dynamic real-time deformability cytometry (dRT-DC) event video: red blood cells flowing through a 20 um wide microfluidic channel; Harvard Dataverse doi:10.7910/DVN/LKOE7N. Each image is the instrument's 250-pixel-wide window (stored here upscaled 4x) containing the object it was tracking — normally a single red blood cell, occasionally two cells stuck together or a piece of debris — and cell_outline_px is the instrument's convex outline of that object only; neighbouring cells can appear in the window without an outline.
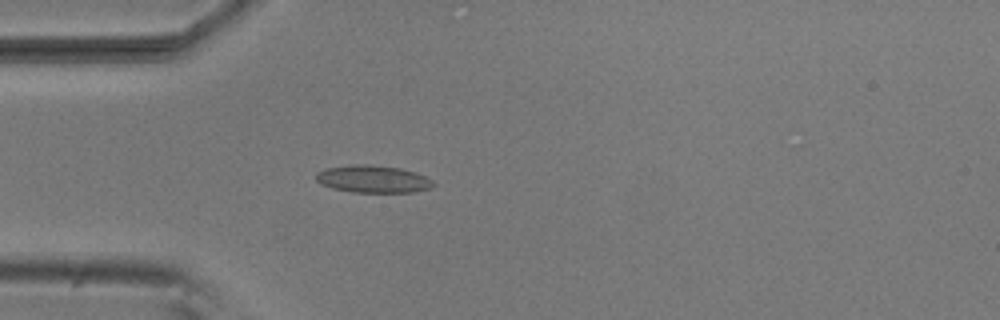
{"species": "common noctule bat (a hibernating species)", "species_latin": "Nyctalus noctula", "temperature_condition": "room temperature", "stored_images_in_passage": 26, "camera_frame_rate_fps": 3000, "um_per_image_px": 0.085, "animal": {"sex": "male", "body_mass_g": 20.5, "forearm_length_mm": 52.5}, "frame": {"image": 1, "passage_image": 3, "time_ms": 0.667, "image_size_px": [1000, 320], "cell_outline_px": [[436, 184], [432, 188], [412, 192], [352, 192], [332, 188], [320, 184], [316, 180], [316, 172], [328, 168], [352, 164], [372, 164], [400, 168], [416, 172], [432, 180]], "centroid_in_image_um": [31.71, 15.21], "position_along_channel_um": 53.3, "area_um2": 18.84}}
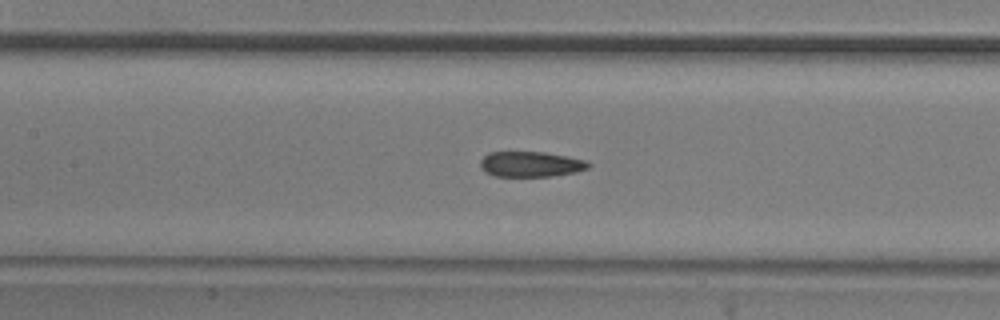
{"frame": {"image": 2, "passage_image": 12, "time_ms": 3.667, "image_size_px": [1000, 320], "cell_outline_px": [[592, 164], [588, 168], [576, 172], [552, 176], [492, 176], [484, 172], [480, 168], [480, 160], [488, 152], [544, 152], [584, 160]], "centroid_in_image_um": [45.06, 13.96], "position_along_channel_um": 162.3, "area_um2": 16.01}}
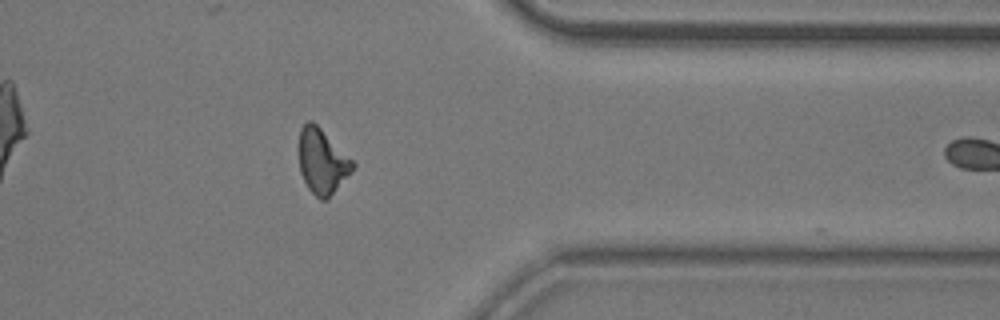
{"frame": {"image": 3, "passage_image": 25, "time_ms": 8.0, "image_size_px": [1000, 320], "cell_outline_px": [[356, 164], [328, 200], [320, 200], [308, 188], [300, 172], [300, 128], [308, 120], [312, 120]], "centroid_in_image_um": [27.37, 13.73], "position_along_channel_um": 384.0, "area_um2": 19.83}}